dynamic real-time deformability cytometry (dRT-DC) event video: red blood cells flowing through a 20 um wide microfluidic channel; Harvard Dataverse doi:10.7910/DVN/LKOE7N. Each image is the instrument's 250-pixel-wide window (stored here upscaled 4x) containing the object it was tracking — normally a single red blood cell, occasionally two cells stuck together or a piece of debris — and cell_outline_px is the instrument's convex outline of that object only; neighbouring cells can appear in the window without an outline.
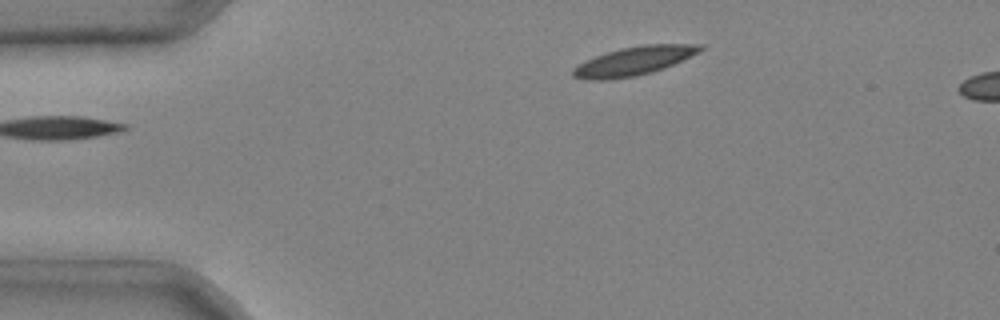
{"species": "common noctule bat (a hibernating species)", "species_latin": "Nyctalus noctula", "temperature_condition": "cold", "stored_images_in_passage": 2, "camera_frame_rate_fps": 3000, "um_per_image_px": 0.085, "animal": {"sex": "male", "body_mass_g": 20.4}, "frame": {"image": 1, "passage_image": 2, "time_ms": 0.333, "image_size_px": [1000, 320], "cell_outline_px": [[704, 48], [700, 52], [664, 68], [652, 72], [636, 76], [608, 80], [584, 80], [572, 76], [572, 68], [584, 60], [620, 48], [644, 44], [704, 44]], "centroid_in_image_um": [53.86, 5.19], "position_along_channel_um": 31.1, "area_um2": 21.44}}